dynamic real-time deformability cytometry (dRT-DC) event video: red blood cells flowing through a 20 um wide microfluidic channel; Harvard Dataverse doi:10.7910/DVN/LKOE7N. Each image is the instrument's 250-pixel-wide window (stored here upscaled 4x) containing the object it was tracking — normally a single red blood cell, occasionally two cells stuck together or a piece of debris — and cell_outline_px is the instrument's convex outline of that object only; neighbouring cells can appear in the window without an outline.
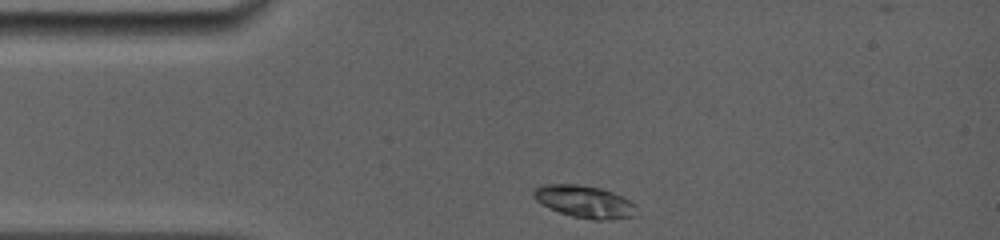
{"species": "common noctule bat (a hibernating species)", "species_latin": "Nyctalus noctula", "temperature_condition": "room temperature", "stored_images_in_passage": 45, "camera_frame_rate_fps": 5000, "um_per_image_px": 0.085, "animal": {"sex": "female", "body_mass_g": 19.0, "forearm_length_mm": 56.7}, "frame": {"image": 1, "passage_image": 1, "time_ms": 0.0, "image_size_px": [1000, 240], "cell_outline_px": [[636, 216], [612, 220], [592, 220], [572, 216], [560, 212], [540, 204], [532, 196], [532, 192], [536, 188], [544, 184], [576, 184], [600, 188], [612, 192], [636, 204]], "centroid_in_image_um": [49.69, 17.15], "position_along_channel_um": 35.3, "area_um2": 19.42}}
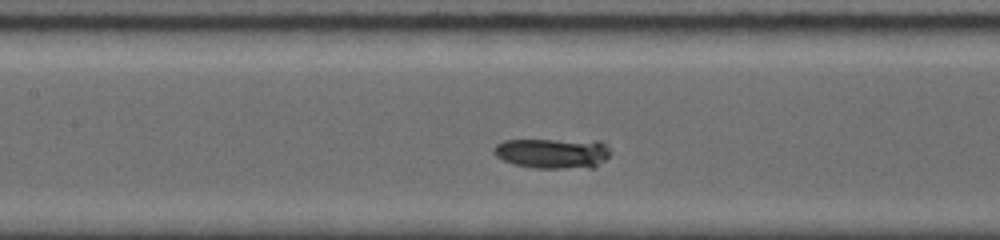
{"frame": {"image": 2, "passage_image": 22, "time_ms": 4.0, "image_size_px": [1000, 240], "cell_outline_px": [[612, 152], [596, 168], [532, 168], [516, 164], [504, 160], [496, 156], [492, 152], [492, 148], [496, 144], [504, 140], [600, 140], [608, 144]], "centroid_in_image_um": [47.04, 13.02], "position_along_channel_um": 160.4, "area_um2": 20.98}}
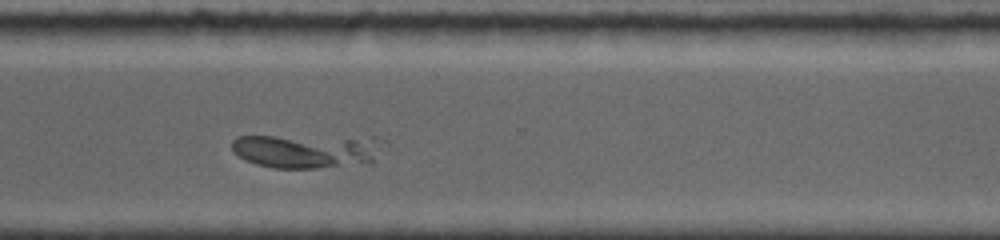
{"frame": {"image": 3, "passage_image": 39, "time_ms": 8.8, "image_size_px": [1000, 240], "cell_outline_px": [[376, 136], [372, 164], [316, 168], [272, 168], [256, 164], [240, 156], [232, 148], [232, 140], [236, 136]], "centroid_in_image_um": [25.99, 12.82], "position_along_channel_um": 344.6, "area_um2": 29.82}}